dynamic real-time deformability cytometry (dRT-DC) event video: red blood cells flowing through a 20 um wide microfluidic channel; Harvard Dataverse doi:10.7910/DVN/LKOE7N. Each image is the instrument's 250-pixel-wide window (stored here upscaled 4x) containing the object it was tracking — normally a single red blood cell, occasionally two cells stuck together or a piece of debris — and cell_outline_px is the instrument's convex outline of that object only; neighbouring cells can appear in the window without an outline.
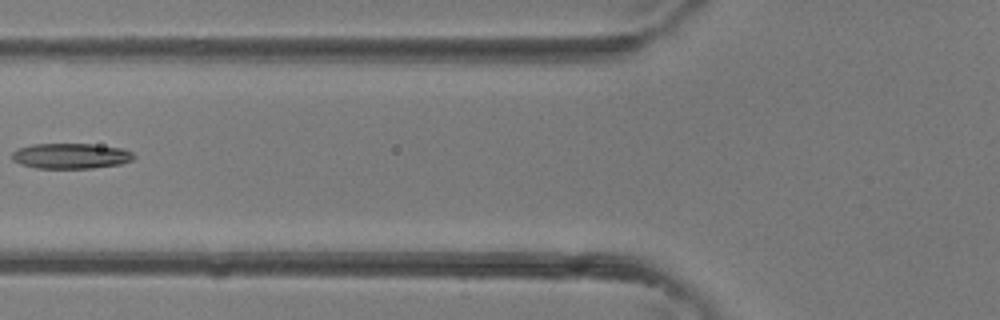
{"species": "common noctule bat (a hibernating species)", "species_latin": "Nyctalus noctula", "temperature_condition": "room temperature", "stored_images_in_passage": 5, "camera_frame_rate_fps": 3000, "um_per_image_px": 0.085, "animal": {"sex": "female"}, "frame": {"image": 1, "passage_image": 5, "time_ms": 1.333, "image_size_px": [1000, 320], "cell_outline_px": [[136, 156], [132, 160], [120, 164], [92, 168], [36, 168], [20, 164], [12, 160], [12, 152], [16, 148], [32, 144], [92, 144], [120, 148], [132, 152]], "centroid_in_image_um": [5.98, 13.25], "position_along_channel_um": 119.8, "area_um2": 18.09}}